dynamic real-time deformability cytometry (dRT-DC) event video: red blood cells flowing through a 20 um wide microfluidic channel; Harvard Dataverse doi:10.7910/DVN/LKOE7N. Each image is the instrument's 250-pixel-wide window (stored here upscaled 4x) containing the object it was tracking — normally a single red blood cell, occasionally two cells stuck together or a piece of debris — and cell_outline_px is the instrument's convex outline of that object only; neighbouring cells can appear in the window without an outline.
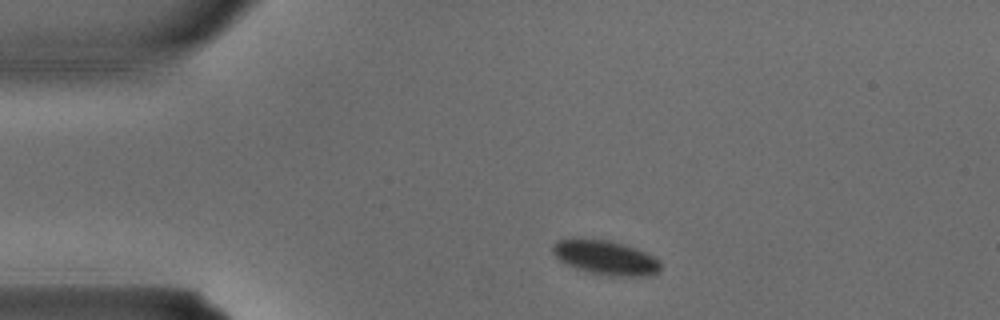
{"species": "common noctule bat (a hibernating species)", "species_latin": "Nyctalus noctula", "temperature_condition": "warm", "stored_images_in_passage": 1, "camera_frame_rate_fps": 3000, "um_per_image_px": 0.085, "animal": {"sex": "male", "body_mass_g": 15.6}, "frame": {"image": 1, "passage_image": 1, "time_ms": 0.0, "image_size_px": [1000, 320], "cell_outline_px": [[660, 272], [648, 276], [624, 276], [592, 272], [576, 268], [560, 260], [552, 252], [552, 244], [556, 240], [572, 236], [608, 240], [636, 248], [660, 260]], "centroid_in_image_um": [51.43, 21.84], "position_along_channel_um": 33.6, "area_um2": 21.68}}